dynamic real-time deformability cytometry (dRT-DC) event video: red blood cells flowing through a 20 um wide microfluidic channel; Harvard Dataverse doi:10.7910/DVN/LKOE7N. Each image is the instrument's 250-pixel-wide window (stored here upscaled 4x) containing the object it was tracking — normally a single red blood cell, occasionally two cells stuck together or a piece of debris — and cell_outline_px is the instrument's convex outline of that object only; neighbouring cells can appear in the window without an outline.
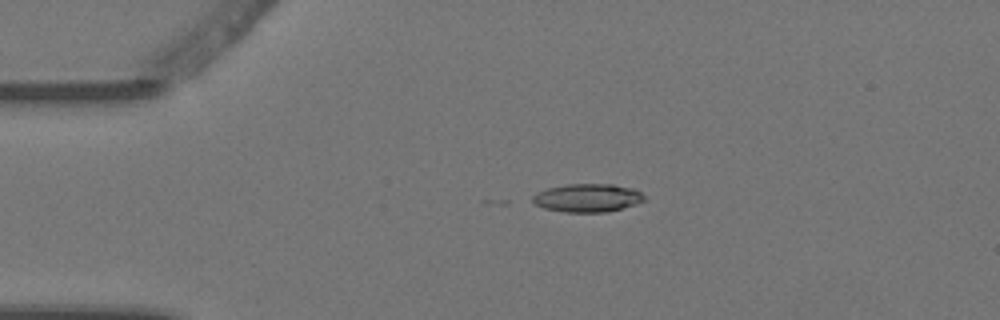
{"species": "Egyptian fruit bat (a non-hibernating species)", "species_latin": "Rousettus aegyptiacus", "temperature_condition": "warm", "stored_images_in_passage": 5, "camera_frame_rate_fps": 3000, "um_per_image_px": 0.085, "animal": {"sex": "female"}, "frame": {"image": 1, "passage_image": 3, "time_ms": 0.667, "image_size_px": [1000, 320], "cell_outline_px": [[644, 200], [620, 208], [604, 212], [564, 212], [544, 208], [536, 204], [532, 200], [532, 196], [536, 192], [548, 188], [568, 184], [612, 184], [632, 188], [640, 192], [644, 196]], "centroid_in_image_um": [49.88, 16.81], "position_along_channel_um": 35.1, "area_um2": 18.09}}
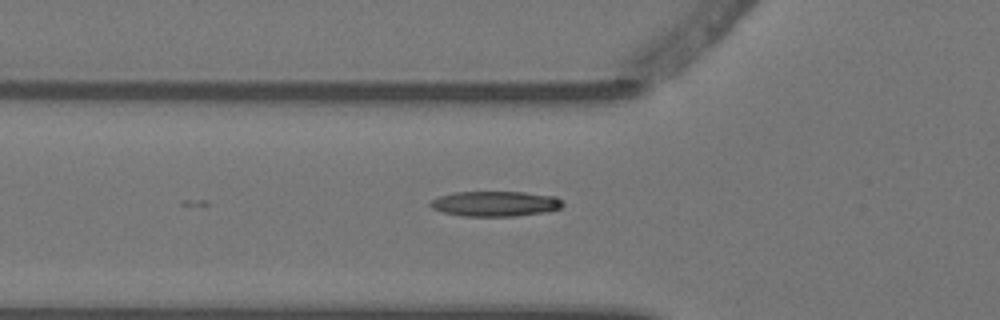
{"frame": {"image": 2, "passage_image": 5, "time_ms": 1.333, "image_size_px": [1000, 320], "cell_outline_px": [[564, 204], [560, 208], [548, 212], [516, 216], [464, 216], [444, 212], [432, 208], [428, 204], [432, 200], [440, 196], [456, 192], [524, 192], [556, 196]], "centroid_in_image_um": [42.13, 17.32], "position_along_channel_um": 83.7, "area_um2": 19.42}}